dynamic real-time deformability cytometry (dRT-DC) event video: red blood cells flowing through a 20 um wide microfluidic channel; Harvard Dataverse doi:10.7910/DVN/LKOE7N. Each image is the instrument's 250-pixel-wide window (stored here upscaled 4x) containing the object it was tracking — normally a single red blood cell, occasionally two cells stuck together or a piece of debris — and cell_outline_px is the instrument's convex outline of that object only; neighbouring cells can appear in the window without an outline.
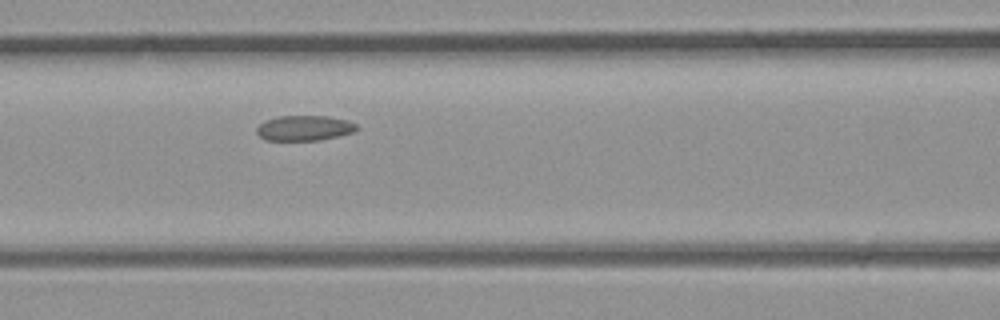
{"species": "common noctule bat (a hibernating species)", "species_latin": "Nyctalus noctula", "temperature_condition": "room temperature", "stored_images_in_passage": 4, "camera_frame_rate_fps": 3000, "um_per_image_px": 0.085, "animal": {"sex": "male", "body_mass_g": 23.1, "forearm_length_mm": 52.7}, "frame": {"image": 1, "passage_image": 4, "time_ms": 1.0, "image_size_px": [1000, 320], "cell_outline_px": [[360, 128], [352, 132], [320, 140], [264, 140], [256, 132], [256, 128], [264, 120], [280, 116], [328, 116], [348, 120], [356, 124]], "centroid_in_image_um": [25.86, 10.88], "position_along_channel_um": 140.7, "area_um2": 14.68}}